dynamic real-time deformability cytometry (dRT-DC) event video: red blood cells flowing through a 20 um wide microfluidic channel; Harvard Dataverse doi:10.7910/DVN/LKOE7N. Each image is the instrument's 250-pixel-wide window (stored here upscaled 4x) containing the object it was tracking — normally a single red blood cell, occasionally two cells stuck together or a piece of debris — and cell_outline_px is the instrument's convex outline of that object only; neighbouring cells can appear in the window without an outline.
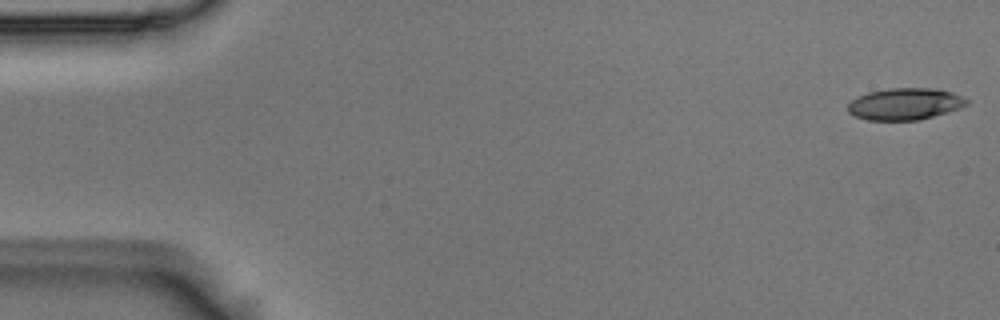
{"species": "Egyptian fruit bat (a non-hibernating species)", "species_latin": "Rousettus aegyptiacus", "temperature_condition": "room temperature", "stored_images_in_passage": 54, "camera_frame_rate_fps": 3000, "um_per_image_px": 0.085, "animal": {"sex": "male"}, "frame": {"image": 1, "passage_image": 1, "time_ms": 0.0, "image_size_px": [1000, 320], "cell_outline_px": [[968, 104], [960, 108], [920, 120], [868, 120], [856, 116], [848, 112], [848, 104], [856, 96], [868, 92], [888, 88], [936, 88], [952, 92], [968, 100]], "centroid_in_image_um": [76.91, 8.83], "position_along_channel_um": 8.1, "area_um2": 22.02}}
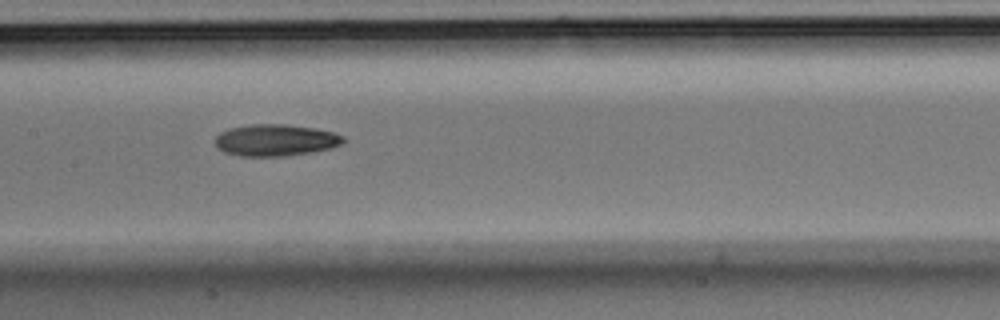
{"frame": {"image": 2, "passage_image": 26, "time_ms": 8.333, "image_size_px": [1000, 320], "cell_outline_px": [[348, 140], [344, 144], [332, 148], [312, 152], [284, 156], [240, 156], [224, 152], [216, 148], [212, 140], [220, 132], [228, 128], [252, 124], [284, 124], [312, 128], [332, 132], [344, 136]], "centroid_in_image_um": [23.4, 11.92], "position_along_channel_um": 184.0, "area_um2": 24.04}}
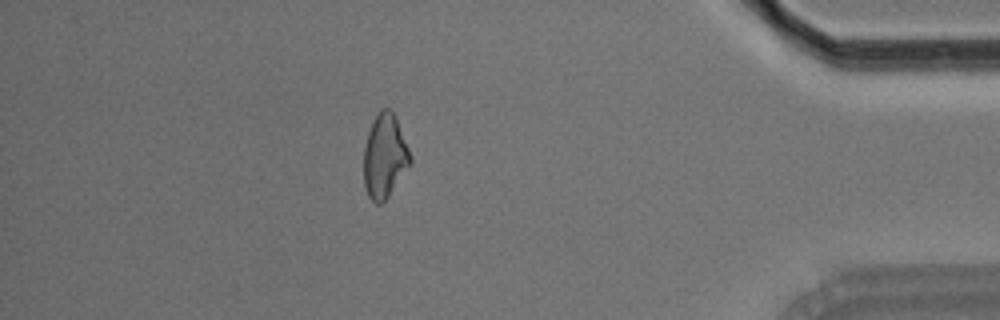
{"frame": {"image": 3, "passage_image": 47, "time_ms": 15.333, "image_size_px": [1000, 320], "cell_outline_px": [[412, 160], [388, 196], [380, 204], [376, 204], [368, 196], [364, 184], [364, 148], [368, 132], [380, 108], [388, 108], [396, 116], [412, 156]], "centroid_in_image_um": [32.7, 13.25], "position_along_channel_um": 402.5, "area_um2": 22.48}}